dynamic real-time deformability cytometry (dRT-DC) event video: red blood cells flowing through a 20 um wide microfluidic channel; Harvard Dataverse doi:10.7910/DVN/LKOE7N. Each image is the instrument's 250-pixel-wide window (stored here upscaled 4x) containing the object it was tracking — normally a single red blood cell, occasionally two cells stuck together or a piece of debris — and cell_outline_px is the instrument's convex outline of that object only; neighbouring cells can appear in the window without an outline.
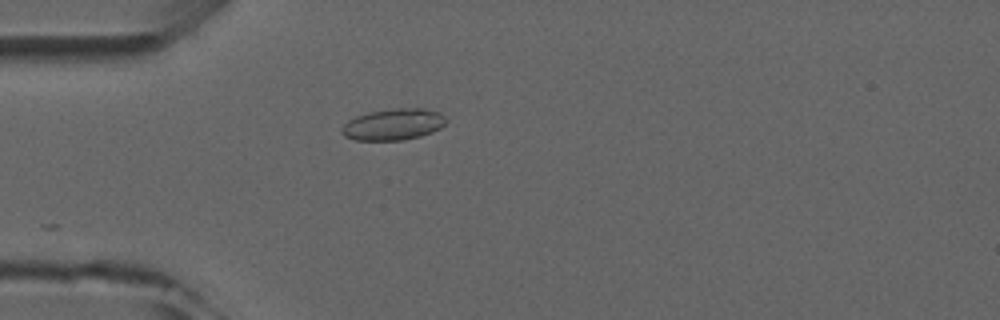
{"species": "common noctule bat (a hibernating species)", "species_latin": "Nyctalus noctula", "temperature_condition": "room temperature", "stored_images_in_passage": 4, "camera_frame_rate_fps": 3000, "um_per_image_px": 0.085, "animal": {"sex": "male", "forearm_length_mm": 52.5}, "frame": {"image": 1, "passage_image": 4, "time_ms": 3.667, "image_size_px": [1000, 320], "cell_outline_px": [[448, 120], [440, 128], [432, 132], [420, 136], [400, 140], [356, 140], [344, 136], [340, 132], [340, 128], [348, 120], [356, 116], [368, 112], [396, 108], [424, 108], [440, 112]], "centroid_in_image_um": [33.43, 10.57], "position_along_channel_um": 51.6, "area_um2": 19.19}}